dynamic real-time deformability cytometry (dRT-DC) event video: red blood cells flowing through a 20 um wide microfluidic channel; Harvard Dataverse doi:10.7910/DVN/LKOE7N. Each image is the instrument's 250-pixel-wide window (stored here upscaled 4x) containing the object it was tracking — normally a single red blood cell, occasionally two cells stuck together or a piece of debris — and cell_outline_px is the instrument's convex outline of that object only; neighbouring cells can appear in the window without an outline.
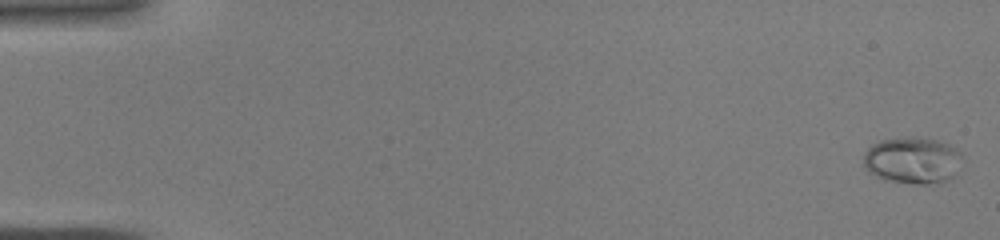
{"species": "common noctule bat (a hibernating species)", "species_latin": "Nyctalus noctula", "temperature_condition": "warm", "stored_images_in_passage": 44, "camera_frame_rate_fps": 3000, "um_per_image_px": 0.085, "animal": {"sex": "male", "body_mass_g": 19.0, "forearm_length_mm": 50.8}, "frame": {"image": 1, "passage_image": 1, "time_ms": 0.0, "image_size_px": [1000, 240], "cell_outline_px": [[964, 160], [956, 172], [948, 180], [940, 184], [916, 184], [888, 180], [876, 176], [868, 172], [864, 164], [864, 152], [872, 144], [880, 140], [916, 136], [936, 140], [948, 144], [964, 152]], "centroid_in_image_um": [77.62, 13.63], "position_along_channel_um": 7.4, "area_um2": 27.34}}
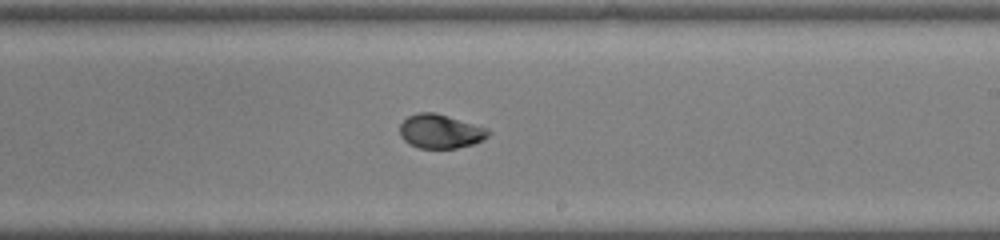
{"frame": {"image": 2, "passage_image": 27, "time_ms": 8.667, "image_size_px": [1000, 240], "cell_outline_px": [[492, 132], [488, 136], [472, 144], [456, 148], [420, 148], [404, 140], [400, 136], [400, 124], [408, 116], [416, 112], [436, 112], [488, 128]], "centroid_in_image_um": [37.43, 11.14], "position_along_channel_um": 251.6, "area_um2": 17.51}}
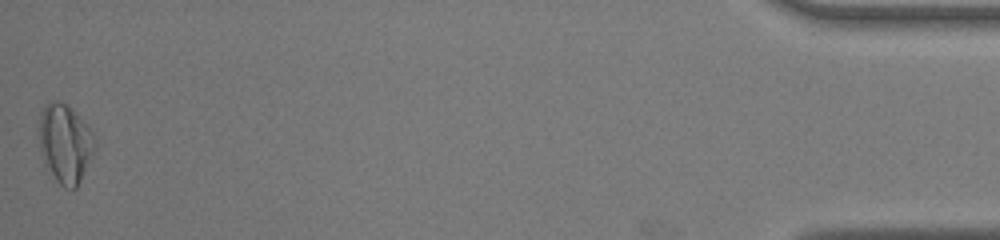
{"frame": {"image": 3, "passage_image": 44, "time_ms": 14.333, "image_size_px": [1000, 240], "cell_outline_px": [[96, 148], [76, 188], [64, 188], [56, 180], [44, 164], [40, 148], [40, 112], [44, 104], [52, 100], [60, 100], [92, 132], [96, 144]], "centroid_in_image_um": [5.51, 12.21], "position_along_channel_um": 429.7, "area_um2": 25.03}}